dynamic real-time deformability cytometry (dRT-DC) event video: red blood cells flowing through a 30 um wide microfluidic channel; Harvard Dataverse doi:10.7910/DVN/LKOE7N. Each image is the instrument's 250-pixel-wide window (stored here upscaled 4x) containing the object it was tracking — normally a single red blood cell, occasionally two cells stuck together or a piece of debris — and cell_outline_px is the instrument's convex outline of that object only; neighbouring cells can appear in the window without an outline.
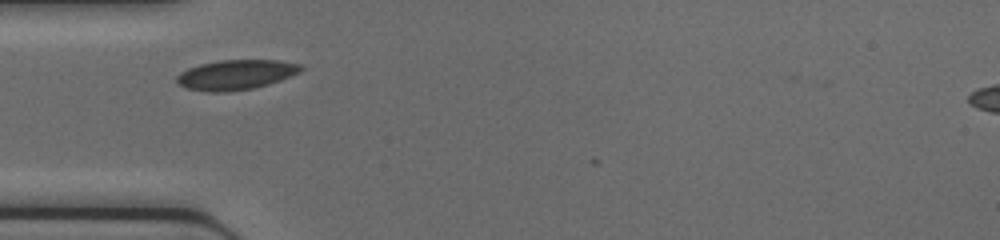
{"species": "common noctule bat (a hibernating species)", "species_latin": "Nyctalus noctula", "temperature_condition": "cold", "stored_images_in_passage": 4, "camera_frame_rate_fps": 3000, "um_per_image_px": 0.085, "animal": {"sex": "female", "body_mass_g": 17.0, "forearm_length_mm": 48.0}, "frame": {"image": 1, "passage_image": 1, "time_ms": 0.0, "image_size_px": [1000, 240], "cell_outline_px": [[304, 68], [300, 72], [292, 76], [268, 84], [252, 88], [224, 92], [208, 92], [184, 88], [176, 80], [176, 76], [180, 72], [188, 68], [200, 64], [220, 60], [280, 60], [304, 64]], "centroid_in_image_um": [20.08, 6.34], "position_along_channel_um": 64.9, "area_um2": 21.79}}